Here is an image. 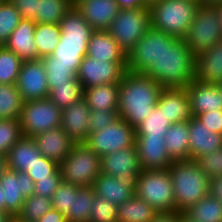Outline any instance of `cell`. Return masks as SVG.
<instances>
[{
    "mask_svg": "<svg viewBox=\"0 0 222 222\" xmlns=\"http://www.w3.org/2000/svg\"><path fill=\"white\" fill-rule=\"evenodd\" d=\"M162 90L150 76L126 71L119 83L118 116L135 128L150 115Z\"/></svg>",
    "mask_w": 222,
    "mask_h": 222,
    "instance_id": "6da1fadb",
    "label": "cell"
},
{
    "mask_svg": "<svg viewBox=\"0 0 222 222\" xmlns=\"http://www.w3.org/2000/svg\"><path fill=\"white\" fill-rule=\"evenodd\" d=\"M59 26L61 36L58 45L51 55L41 60L43 63L74 65V72L77 74L95 30L83 18L75 5L65 14Z\"/></svg>",
    "mask_w": 222,
    "mask_h": 222,
    "instance_id": "7a4b0ae2",
    "label": "cell"
},
{
    "mask_svg": "<svg viewBox=\"0 0 222 222\" xmlns=\"http://www.w3.org/2000/svg\"><path fill=\"white\" fill-rule=\"evenodd\" d=\"M163 88H185L195 79V56L183 38L166 43L160 56L145 73Z\"/></svg>",
    "mask_w": 222,
    "mask_h": 222,
    "instance_id": "3957f363",
    "label": "cell"
},
{
    "mask_svg": "<svg viewBox=\"0 0 222 222\" xmlns=\"http://www.w3.org/2000/svg\"><path fill=\"white\" fill-rule=\"evenodd\" d=\"M173 182L175 211L183 213L191 205L209 195L210 178L195 160H176L168 168Z\"/></svg>",
    "mask_w": 222,
    "mask_h": 222,
    "instance_id": "277c9868",
    "label": "cell"
},
{
    "mask_svg": "<svg viewBox=\"0 0 222 222\" xmlns=\"http://www.w3.org/2000/svg\"><path fill=\"white\" fill-rule=\"evenodd\" d=\"M198 6V0H157L149 6L151 26L168 35L184 38Z\"/></svg>",
    "mask_w": 222,
    "mask_h": 222,
    "instance_id": "5b68a950",
    "label": "cell"
},
{
    "mask_svg": "<svg viewBox=\"0 0 222 222\" xmlns=\"http://www.w3.org/2000/svg\"><path fill=\"white\" fill-rule=\"evenodd\" d=\"M62 179L78 187L92 186L101 172V157L85 143H75L59 163Z\"/></svg>",
    "mask_w": 222,
    "mask_h": 222,
    "instance_id": "8992f818",
    "label": "cell"
},
{
    "mask_svg": "<svg viewBox=\"0 0 222 222\" xmlns=\"http://www.w3.org/2000/svg\"><path fill=\"white\" fill-rule=\"evenodd\" d=\"M135 195L157 212L175 211L173 182L168 169L142 170L137 178Z\"/></svg>",
    "mask_w": 222,
    "mask_h": 222,
    "instance_id": "52a82bcc",
    "label": "cell"
},
{
    "mask_svg": "<svg viewBox=\"0 0 222 222\" xmlns=\"http://www.w3.org/2000/svg\"><path fill=\"white\" fill-rule=\"evenodd\" d=\"M183 39L195 57L222 40V27L217 6L199 5Z\"/></svg>",
    "mask_w": 222,
    "mask_h": 222,
    "instance_id": "ba28073f",
    "label": "cell"
},
{
    "mask_svg": "<svg viewBox=\"0 0 222 222\" xmlns=\"http://www.w3.org/2000/svg\"><path fill=\"white\" fill-rule=\"evenodd\" d=\"M150 27L149 8L120 9L107 31L127 55Z\"/></svg>",
    "mask_w": 222,
    "mask_h": 222,
    "instance_id": "9c48e42d",
    "label": "cell"
},
{
    "mask_svg": "<svg viewBox=\"0 0 222 222\" xmlns=\"http://www.w3.org/2000/svg\"><path fill=\"white\" fill-rule=\"evenodd\" d=\"M62 109L48 97L23 102L19 118L21 133L33 137L41 132L61 127Z\"/></svg>",
    "mask_w": 222,
    "mask_h": 222,
    "instance_id": "30bf717a",
    "label": "cell"
},
{
    "mask_svg": "<svg viewBox=\"0 0 222 222\" xmlns=\"http://www.w3.org/2000/svg\"><path fill=\"white\" fill-rule=\"evenodd\" d=\"M176 39L177 37L151 26L127 54V71L144 74L159 60L166 43H173Z\"/></svg>",
    "mask_w": 222,
    "mask_h": 222,
    "instance_id": "8fae6325",
    "label": "cell"
},
{
    "mask_svg": "<svg viewBox=\"0 0 222 222\" xmlns=\"http://www.w3.org/2000/svg\"><path fill=\"white\" fill-rule=\"evenodd\" d=\"M135 128L118 117L101 130L91 132L85 144L100 157L135 146Z\"/></svg>",
    "mask_w": 222,
    "mask_h": 222,
    "instance_id": "7c38bea8",
    "label": "cell"
},
{
    "mask_svg": "<svg viewBox=\"0 0 222 222\" xmlns=\"http://www.w3.org/2000/svg\"><path fill=\"white\" fill-rule=\"evenodd\" d=\"M127 60H96L84 56L77 73L83 89L93 86L120 83L126 69Z\"/></svg>",
    "mask_w": 222,
    "mask_h": 222,
    "instance_id": "4fadbf2b",
    "label": "cell"
},
{
    "mask_svg": "<svg viewBox=\"0 0 222 222\" xmlns=\"http://www.w3.org/2000/svg\"><path fill=\"white\" fill-rule=\"evenodd\" d=\"M16 86L23 102L49 96L47 74L41 59L22 62Z\"/></svg>",
    "mask_w": 222,
    "mask_h": 222,
    "instance_id": "5bb4252c",
    "label": "cell"
},
{
    "mask_svg": "<svg viewBox=\"0 0 222 222\" xmlns=\"http://www.w3.org/2000/svg\"><path fill=\"white\" fill-rule=\"evenodd\" d=\"M5 200V211L14 217L21 211L26 198L34 194L35 183L25 172L8 169L0 179Z\"/></svg>",
    "mask_w": 222,
    "mask_h": 222,
    "instance_id": "9a60e30c",
    "label": "cell"
},
{
    "mask_svg": "<svg viewBox=\"0 0 222 222\" xmlns=\"http://www.w3.org/2000/svg\"><path fill=\"white\" fill-rule=\"evenodd\" d=\"M185 89L190 98L193 117L209 111L222 110V87L220 84L204 83L194 79Z\"/></svg>",
    "mask_w": 222,
    "mask_h": 222,
    "instance_id": "2e32d148",
    "label": "cell"
},
{
    "mask_svg": "<svg viewBox=\"0 0 222 222\" xmlns=\"http://www.w3.org/2000/svg\"><path fill=\"white\" fill-rule=\"evenodd\" d=\"M141 168L136 146L116 150L101 157V172L117 179L138 177Z\"/></svg>",
    "mask_w": 222,
    "mask_h": 222,
    "instance_id": "e0dca14e",
    "label": "cell"
},
{
    "mask_svg": "<svg viewBox=\"0 0 222 222\" xmlns=\"http://www.w3.org/2000/svg\"><path fill=\"white\" fill-rule=\"evenodd\" d=\"M135 146L143 170L168 169L173 160L168 155L164 136H135Z\"/></svg>",
    "mask_w": 222,
    "mask_h": 222,
    "instance_id": "ac0fdd59",
    "label": "cell"
},
{
    "mask_svg": "<svg viewBox=\"0 0 222 222\" xmlns=\"http://www.w3.org/2000/svg\"><path fill=\"white\" fill-rule=\"evenodd\" d=\"M137 178L117 179L116 176L101 173L92 186L97 196L118 207L135 195Z\"/></svg>",
    "mask_w": 222,
    "mask_h": 222,
    "instance_id": "d6986e66",
    "label": "cell"
},
{
    "mask_svg": "<svg viewBox=\"0 0 222 222\" xmlns=\"http://www.w3.org/2000/svg\"><path fill=\"white\" fill-rule=\"evenodd\" d=\"M74 5L94 30H108L120 11L116 0H76Z\"/></svg>",
    "mask_w": 222,
    "mask_h": 222,
    "instance_id": "ffe728a7",
    "label": "cell"
},
{
    "mask_svg": "<svg viewBox=\"0 0 222 222\" xmlns=\"http://www.w3.org/2000/svg\"><path fill=\"white\" fill-rule=\"evenodd\" d=\"M91 109L84 98L62 109L61 127L75 143H85L89 136Z\"/></svg>",
    "mask_w": 222,
    "mask_h": 222,
    "instance_id": "44dd1931",
    "label": "cell"
},
{
    "mask_svg": "<svg viewBox=\"0 0 222 222\" xmlns=\"http://www.w3.org/2000/svg\"><path fill=\"white\" fill-rule=\"evenodd\" d=\"M32 138L40 153L57 163L65 159L75 144L62 127L41 132Z\"/></svg>",
    "mask_w": 222,
    "mask_h": 222,
    "instance_id": "7402d4cb",
    "label": "cell"
},
{
    "mask_svg": "<svg viewBox=\"0 0 222 222\" xmlns=\"http://www.w3.org/2000/svg\"><path fill=\"white\" fill-rule=\"evenodd\" d=\"M157 105L172 124L189 121L191 113L190 98L185 88H163Z\"/></svg>",
    "mask_w": 222,
    "mask_h": 222,
    "instance_id": "603a6c76",
    "label": "cell"
},
{
    "mask_svg": "<svg viewBox=\"0 0 222 222\" xmlns=\"http://www.w3.org/2000/svg\"><path fill=\"white\" fill-rule=\"evenodd\" d=\"M190 159L216 151L222 147V134L212 132L196 117L188 121Z\"/></svg>",
    "mask_w": 222,
    "mask_h": 222,
    "instance_id": "cb8c5ba5",
    "label": "cell"
},
{
    "mask_svg": "<svg viewBox=\"0 0 222 222\" xmlns=\"http://www.w3.org/2000/svg\"><path fill=\"white\" fill-rule=\"evenodd\" d=\"M36 25L37 23L33 20L22 19L4 46L23 61L38 60L37 47L34 42Z\"/></svg>",
    "mask_w": 222,
    "mask_h": 222,
    "instance_id": "d4e9b609",
    "label": "cell"
},
{
    "mask_svg": "<svg viewBox=\"0 0 222 222\" xmlns=\"http://www.w3.org/2000/svg\"><path fill=\"white\" fill-rule=\"evenodd\" d=\"M195 79L211 84L222 82V40L195 57Z\"/></svg>",
    "mask_w": 222,
    "mask_h": 222,
    "instance_id": "484cf974",
    "label": "cell"
},
{
    "mask_svg": "<svg viewBox=\"0 0 222 222\" xmlns=\"http://www.w3.org/2000/svg\"><path fill=\"white\" fill-rule=\"evenodd\" d=\"M41 156L33 138L22 136L7 154L8 169L26 173Z\"/></svg>",
    "mask_w": 222,
    "mask_h": 222,
    "instance_id": "4316f807",
    "label": "cell"
},
{
    "mask_svg": "<svg viewBox=\"0 0 222 222\" xmlns=\"http://www.w3.org/2000/svg\"><path fill=\"white\" fill-rule=\"evenodd\" d=\"M86 55L96 60H127V55L107 30L94 31Z\"/></svg>",
    "mask_w": 222,
    "mask_h": 222,
    "instance_id": "83f0119b",
    "label": "cell"
},
{
    "mask_svg": "<svg viewBox=\"0 0 222 222\" xmlns=\"http://www.w3.org/2000/svg\"><path fill=\"white\" fill-rule=\"evenodd\" d=\"M119 83L83 89V98L91 110L118 111Z\"/></svg>",
    "mask_w": 222,
    "mask_h": 222,
    "instance_id": "f1b7e54d",
    "label": "cell"
},
{
    "mask_svg": "<svg viewBox=\"0 0 222 222\" xmlns=\"http://www.w3.org/2000/svg\"><path fill=\"white\" fill-rule=\"evenodd\" d=\"M168 155L173 161L189 160V127L188 121L172 124L164 136Z\"/></svg>",
    "mask_w": 222,
    "mask_h": 222,
    "instance_id": "f546056e",
    "label": "cell"
},
{
    "mask_svg": "<svg viewBox=\"0 0 222 222\" xmlns=\"http://www.w3.org/2000/svg\"><path fill=\"white\" fill-rule=\"evenodd\" d=\"M157 211L134 195L117 207V222H150Z\"/></svg>",
    "mask_w": 222,
    "mask_h": 222,
    "instance_id": "4dcf8cb0",
    "label": "cell"
},
{
    "mask_svg": "<svg viewBox=\"0 0 222 222\" xmlns=\"http://www.w3.org/2000/svg\"><path fill=\"white\" fill-rule=\"evenodd\" d=\"M195 222H222V204L207 195L183 212Z\"/></svg>",
    "mask_w": 222,
    "mask_h": 222,
    "instance_id": "1f68e13d",
    "label": "cell"
},
{
    "mask_svg": "<svg viewBox=\"0 0 222 222\" xmlns=\"http://www.w3.org/2000/svg\"><path fill=\"white\" fill-rule=\"evenodd\" d=\"M95 195L93 186L79 187L77 193L72 194L71 209L66 215L67 222H89Z\"/></svg>",
    "mask_w": 222,
    "mask_h": 222,
    "instance_id": "d6a6232c",
    "label": "cell"
},
{
    "mask_svg": "<svg viewBox=\"0 0 222 222\" xmlns=\"http://www.w3.org/2000/svg\"><path fill=\"white\" fill-rule=\"evenodd\" d=\"M60 36L59 24L37 23L34 32V42L37 47L38 60L53 53L60 41Z\"/></svg>",
    "mask_w": 222,
    "mask_h": 222,
    "instance_id": "836d02e7",
    "label": "cell"
},
{
    "mask_svg": "<svg viewBox=\"0 0 222 222\" xmlns=\"http://www.w3.org/2000/svg\"><path fill=\"white\" fill-rule=\"evenodd\" d=\"M171 125L172 122L164 115L163 109L156 104L150 115L135 127V136H165Z\"/></svg>",
    "mask_w": 222,
    "mask_h": 222,
    "instance_id": "e575fe53",
    "label": "cell"
},
{
    "mask_svg": "<svg viewBox=\"0 0 222 222\" xmlns=\"http://www.w3.org/2000/svg\"><path fill=\"white\" fill-rule=\"evenodd\" d=\"M73 5L72 0H39L36 23L59 24Z\"/></svg>",
    "mask_w": 222,
    "mask_h": 222,
    "instance_id": "d590c367",
    "label": "cell"
},
{
    "mask_svg": "<svg viewBox=\"0 0 222 222\" xmlns=\"http://www.w3.org/2000/svg\"><path fill=\"white\" fill-rule=\"evenodd\" d=\"M23 100L16 85L0 84V119H19Z\"/></svg>",
    "mask_w": 222,
    "mask_h": 222,
    "instance_id": "8d00e7d4",
    "label": "cell"
},
{
    "mask_svg": "<svg viewBox=\"0 0 222 222\" xmlns=\"http://www.w3.org/2000/svg\"><path fill=\"white\" fill-rule=\"evenodd\" d=\"M48 98L60 109L69 107L83 98V88L77 77L67 84L54 85Z\"/></svg>",
    "mask_w": 222,
    "mask_h": 222,
    "instance_id": "74e56055",
    "label": "cell"
},
{
    "mask_svg": "<svg viewBox=\"0 0 222 222\" xmlns=\"http://www.w3.org/2000/svg\"><path fill=\"white\" fill-rule=\"evenodd\" d=\"M52 208L51 198L33 194L25 199L21 211L16 217L23 222H35Z\"/></svg>",
    "mask_w": 222,
    "mask_h": 222,
    "instance_id": "f35d334b",
    "label": "cell"
},
{
    "mask_svg": "<svg viewBox=\"0 0 222 222\" xmlns=\"http://www.w3.org/2000/svg\"><path fill=\"white\" fill-rule=\"evenodd\" d=\"M22 62L14 52L0 46V84L16 85Z\"/></svg>",
    "mask_w": 222,
    "mask_h": 222,
    "instance_id": "ab89813d",
    "label": "cell"
},
{
    "mask_svg": "<svg viewBox=\"0 0 222 222\" xmlns=\"http://www.w3.org/2000/svg\"><path fill=\"white\" fill-rule=\"evenodd\" d=\"M21 20L20 12L10 0L0 3V46L6 43Z\"/></svg>",
    "mask_w": 222,
    "mask_h": 222,
    "instance_id": "60d3db41",
    "label": "cell"
},
{
    "mask_svg": "<svg viewBox=\"0 0 222 222\" xmlns=\"http://www.w3.org/2000/svg\"><path fill=\"white\" fill-rule=\"evenodd\" d=\"M22 136L19 119H0V155H7Z\"/></svg>",
    "mask_w": 222,
    "mask_h": 222,
    "instance_id": "b9f144b4",
    "label": "cell"
},
{
    "mask_svg": "<svg viewBox=\"0 0 222 222\" xmlns=\"http://www.w3.org/2000/svg\"><path fill=\"white\" fill-rule=\"evenodd\" d=\"M47 74L49 90L54 85L67 84L77 77L74 72V65H64L63 63H43Z\"/></svg>",
    "mask_w": 222,
    "mask_h": 222,
    "instance_id": "7bdbcfd3",
    "label": "cell"
},
{
    "mask_svg": "<svg viewBox=\"0 0 222 222\" xmlns=\"http://www.w3.org/2000/svg\"><path fill=\"white\" fill-rule=\"evenodd\" d=\"M89 222H117V206L107 199L94 196Z\"/></svg>",
    "mask_w": 222,
    "mask_h": 222,
    "instance_id": "ee69618b",
    "label": "cell"
},
{
    "mask_svg": "<svg viewBox=\"0 0 222 222\" xmlns=\"http://www.w3.org/2000/svg\"><path fill=\"white\" fill-rule=\"evenodd\" d=\"M78 188V186L62 181L51 197L53 208L66 216L71 209L72 194H76Z\"/></svg>",
    "mask_w": 222,
    "mask_h": 222,
    "instance_id": "f6af8a7d",
    "label": "cell"
},
{
    "mask_svg": "<svg viewBox=\"0 0 222 222\" xmlns=\"http://www.w3.org/2000/svg\"><path fill=\"white\" fill-rule=\"evenodd\" d=\"M59 170V163L42 155L26 173L35 183L39 180L52 179Z\"/></svg>",
    "mask_w": 222,
    "mask_h": 222,
    "instance_id": "bcb514c9",
    "label": "cell"
},
{
    "mask_svg": "<svg viewBox=\"0 0 222 222\" xmlns=\"http://www.w3.org/2000/svg\"><path fill=\"white\" fill-rule=\"evenodd\" d=\"M195 161L209 178L222 175V147L196 158Z\"/></svg>",
    "mask_w": 222,
    "mask_h": 222,
    "instance_id": "7dc6e473",
    "label": "cell"
},
{
    "mask_svg": "<svg viewBox=\"0 0 222 222\" xmlns=\"http://www.w3.org/2000/svg\"><path fill=\"white\" fill-rule=\"evenodd\" d=\"M118 111L91 110L89 132L101 130L118 118Z\"/></svg>",
    "mask_w": 222,
    "mask_h": 222,
    "instance_id": "c3c4849f",
    "label": "cell"
},
{
    "mask_svg": "<svg viewBox=\"0 0 222 222\" xmlns=\"http://www.w3.org/2000/svg\"><path fill=\"white\" fill-rule=\"evenodd\" d=\"M62 175L59 170L52 179H44L35 182L34 194L43 196L46 198H51L52 195L56 192L59 185L62 183Z\"/></svg>",
    "mask_w": 222,
    "mask_h": 222,
    "instance_id": "681fc988",
    "label": "cell"
},
{
    "mask_svg": "<svg viewBox=\"0 0 222 222\" xmlns=\"http://www.w3.org/2000/svg\"><path fill=\"white\" fill-rule=\"evenodd\" d=\"M10 1L20 12L22 19L33 20L36 22V13H38L39 0H10Z\"/></svg>",
    "mask_w": 222,
    "mask_h": 222,
    "instance_id": "f907efd6",
    "label": "cell"
},
{
    "mask_svg": "<svg viewBox=\"0 0 222 222\" xmlns=\"http://www.w3.org/2000/svg\"><path fill=\"white\" fill-rule=\"evenodd\" d=\"M196 118L212 132L222 134V110L202 113Z\"/></svg>",
    "mask_w": 222,
    "mask_h": 222,
    "instance_id": "816d5d0a",
    "label": "cell"
},
{
    "mask_svg": "<svg viewBox=\"0 0 222 222\" xmlns=\"http://www.w3.org/2000/svg\"><path fill=\"white\" fill-rule=\"evenodd\" d=\"M209 195L222 204V175L210 178Z\"/></svg>",
    "mask_w": 222,
    "mask_h": 222,
    "instance_id": "f5cc1de1",
    "label": "cell"
},
{
    "mask_svg": "<svg viewBox=\"0 0 222 222\" xmlns=\"http://www.w3.org/2000/svg\"><path fill=\"white\" fill-rule=\"evenodd\" d=\"M181 214L178 211L157 212L150 222H179Z\"/></svg>",
    "mask_w": 222,
    "mask_h": 222,
    "instance_id": "db71d44e",
    "label": "cell"
},
{
    "mask_svg": "<svg viewBox=\"0 0 222 222\" xmlns=\"http://www.w3.org/2000/svg\"><path fill=\"white\" fill-rule=\"evenodd\" d=\"M35 222H67L66 216L52 208Z\"/></svg>",
    "mask_w": 222,
    "mask_h": 222,
    "instance_id": "11a10c76",
    "label": "cell"
},
{
    "mask_svg": "<svg viewBox=\"0 0 222 222\" xmlns=\"http://www.w3.org/2000/svg\"><path fill=\"white\" fill-rule=\"evenodd\" d=\"M120 9L149 8L145 0H116Z\"/></svg>",
    "mask_w": 222,
    "mask_h": 222,
    "instance_id": "9f6ffc18",
    "label": "cell"
},
{
    "mask_svg": "<svg viewBox=\"0 0 222 222\" xmlns=\"http://www.w3.org/2000/svg\"><path fill=\"white\" fill-rule=\"evenodd\" d=\"M8 170L7 155H0V179Z\"/></svg>",
    "mask_w": 222,
    "mask_h": 222,
    "instance_id": "6f0895ef",
    "label": "cell"
},
{
    "mask_svg": "<svg viewBox=\"0 0 222 222\" xmlns=\"http://www.w3.org/2000/svg\"><path fill=\"white\" fill-rule=\"evenodd\" d=\"M14 216L8 211L0 210V222H10Z\"/></svg>",
    "mask_w": 222,
    "mask_h": 222,
    "instance_id": "680465c9",
    "label": "cell"
},
{
    "mask_svg": "<svg viewBox=\"0 0 222 222\" xmlns=\"http://www.w3.org/2000/svg\"><path fill=\"white\" fill-rule=\"evenodd\" d=\"M199 5H217L222 2V0H198Z\"/></svg>",
    "mask_w": 222,
    "mask_h": 222,
    "instance_id": "91938a15",
    "label": "cell"
},
{
    "mask_svg": "<svg viewBox=\"0 0 222 222\" xmlns=\"http://www.w3.org/2000/svg\"><path fill=\"white\" fill-rule=\"evenodd\" d=\"M0 210L5 211V200L3 195V189L0 184Z\"/></svg>",
    "mask_w": 222,
    "mask_h": 222,
    "instance_id": "94428289",
    "label": "cell"
},
{
    "mask_svg": "<svg viewBox=\"0 0 222 222\" xmlns=\"http://www.w3.org/2000/svg\"><path fill=\"white\" fill-rule=\"evenodd\" d=\"M179 222H195L188 218L184 213L179 216Z\"/></svg>",
    "mask_w": 222,
    "mask_h": 222,
    "instance_id": "6125c7cd",
    "label": "cell"
},
{
    "mask_svg": "<svg viewBox=\"0 0 222 222\" xmlns=\"http://www.w3.org/2000/svg\"><path fill=\"white\" fill-rule=\"evenodd\" d=\"M218 8V13H219V17H220V24L222 27V2L216 5Z\"/></svg>",
    "mask_w": 222,
    "mask_h": 222,
    "instance_id": "be15d7a7",
    "label": "cell"
},
{
    "mask_svg": "<svg viewBox=\"0 0 222 222\" xmlns=\"http://www.w3.org/2000/svg\"><path fill=\"white\" fill-rule=\"evenodd\" d=\"M157 0H145V2L150 6L152 3H155Z\"/></svg>",
    "mask_w": 222,
    "mask_h": 222,
    "instance_id": "e7e4bbea",
    "label": "cell"
},
{
    "mask_svg": "<svg viewBox=\"0 0 222 222\" xmlns=\"http://www.w3.org/2000/svg\"><path fill=\"white\" fill-rule=\"evenodd\" d=\"M10 222H23L20 219H18L17 217H14Z\"/></svg>",
    "mask_w": 222,
    "mask_h": 222,
    "instance_id": "03108f58",
    "label": "cell"
}]
</instances>
